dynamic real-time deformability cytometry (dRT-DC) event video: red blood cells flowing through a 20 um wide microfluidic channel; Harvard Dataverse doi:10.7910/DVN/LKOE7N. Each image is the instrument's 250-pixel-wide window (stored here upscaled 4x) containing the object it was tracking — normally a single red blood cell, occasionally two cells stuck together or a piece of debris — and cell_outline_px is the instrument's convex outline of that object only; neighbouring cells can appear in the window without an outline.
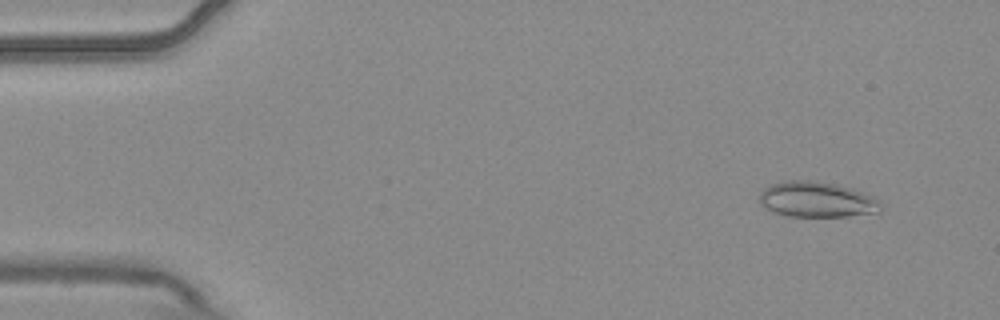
{"species": "common noctule bat (a hibernating species)", "species_latin": "Nyctalus noctula", "temperature_condition": "warm", "stored_images_in_passage": 7, "camera_frame_rate_fps": 3000, "um_per_image_px": 0.085, "animal": {"sex": "male", "body_mass_g": 20.4}, "frame": {"image": 1, "passage_image": 2, "time_ms": 0.333, "image_size_px": [1000, 320], "cell_outline_px": [[880, 212], [848, 216], [788, 216], [772, 212], [760, 204], [760, 192], [764, 188], [772, 184], [784, 180], [812, 180], [836, 184], [852, 188], [872, 196], [880, 200]], "centroid_in_image_um": [69.41, 16.95], "position_along_channel_um": 15.6, "area_um2": 25.2}}
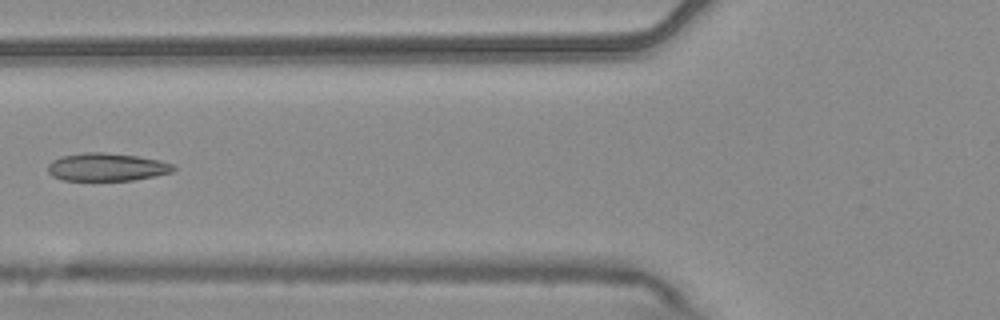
{"frame": {"image": 2, "passage_image": 6, "time_ms": 1.667, "image_size_px": [1000, 320], "cell_outline_px": [[176, 168], [172, 172], [156, 176], [132, 180], [64, 180], [52, 176], [48, 172], [48, 164], [52, 160], [60, 156], [84, 152], [104, 152], [136, 156], [156, 160], [172, 164]], "centroid_in_image_um": [9.03, 14.2], "position_along_channel_um": 116.8, "area_um2": 20.35}}
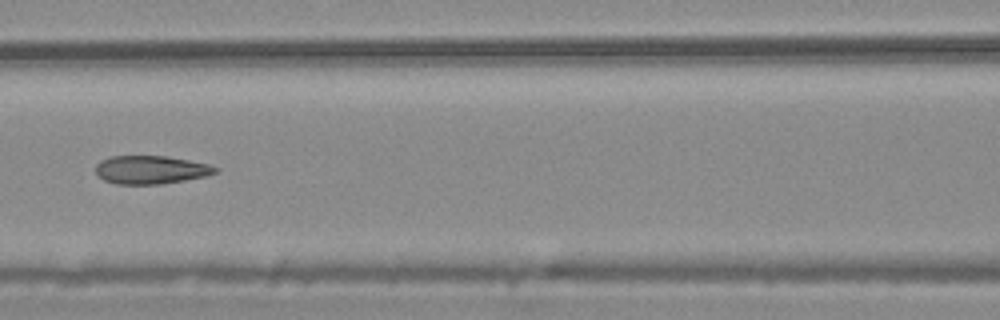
{"frame": {"image": 3, "passage_image": 7, "time_ms": 2.0, "image_size_px": [1000, 320], "cell_outline_px": [[220, 168], [216, 172], [208, 176], [160, 184], [116, 184], [104, 180], [96, 176], [96, 164], [100, 160], [112, 156], [168, 156], [208, 164]], "centroid_in_image_um": [12.81, 14.43], "position_along_channel_um": 153.8, "area_um2": 19.83}}